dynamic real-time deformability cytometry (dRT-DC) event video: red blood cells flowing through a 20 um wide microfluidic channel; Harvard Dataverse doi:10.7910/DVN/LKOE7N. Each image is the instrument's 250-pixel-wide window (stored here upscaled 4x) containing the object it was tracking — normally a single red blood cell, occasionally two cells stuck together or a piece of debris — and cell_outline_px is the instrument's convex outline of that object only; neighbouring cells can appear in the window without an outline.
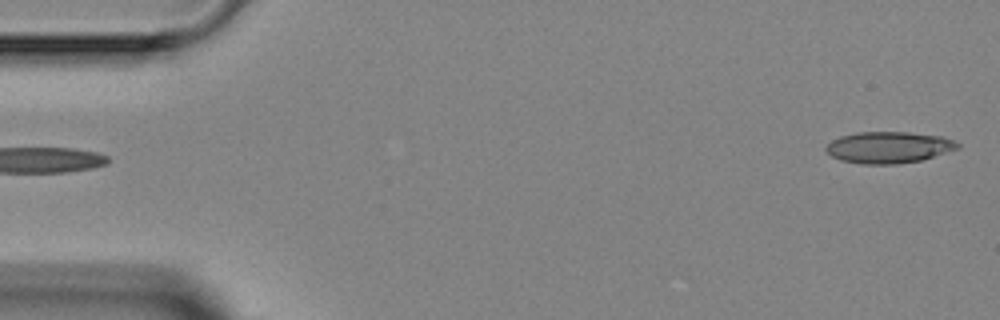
{"species": "Egyptian fruit bat (a non-hibernating species)", "species_latin": "Rousettus aegyptiacus", "temperature_condition": "room temperature", "stored_images_in_passage": 5, "segment_of_instrument_passage": [2, 2], "camera_frame_rate_fps": 3000, "um_per_image_px": 0.085, "animal": {"sex": "female"}, "frame": {"image": 1, "passage_image": 5, "time_ms": 4.667, "image_size_px": [1000, 320], "cell_outline_px": [[960, 148], [920, 160], [896, 164], [864, 164], [840, 160], [832, 156], [824, 148], [832, 140], [840, 136], [856, 132], [908, 132], [940, 136], [952, 140], [960, 144]], "centroid_in_image_um": [75.52, 12.52], "position_along_channel_um": 9.5, "area_um2": 23.99}}